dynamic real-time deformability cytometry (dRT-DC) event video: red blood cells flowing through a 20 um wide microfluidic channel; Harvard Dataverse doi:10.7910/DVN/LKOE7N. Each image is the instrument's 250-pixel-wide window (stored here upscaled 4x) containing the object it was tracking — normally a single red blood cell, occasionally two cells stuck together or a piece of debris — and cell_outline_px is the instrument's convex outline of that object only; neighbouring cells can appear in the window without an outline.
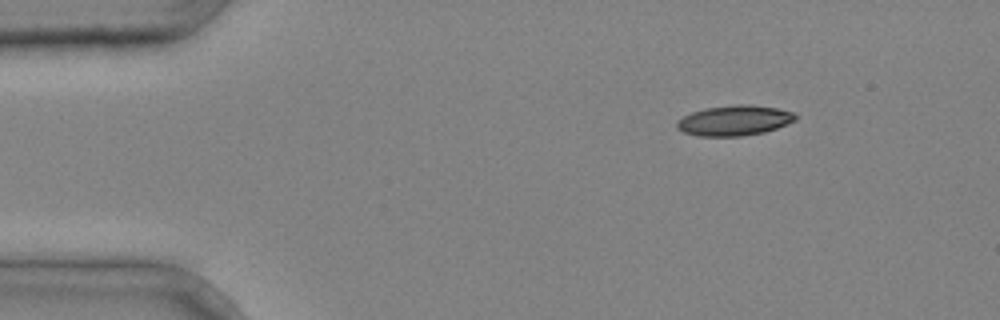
{"species": "common noctule bat (a hibernating species)", "species_latin": "Nyctalus noctula", "temperature_condition": "cold", "stored_images_in_passage": 34, "camera_frame_rate_fps": 3000, "um_per_image_px": 0.085, "animal": {"sex": "male", "body_mass_g": 20.4}, "frame": {"image": 1, "passage_image": 1, "time_ms": 0.0, "image_size_px": [1000, 320], "cell_outline_px": [[796, 120], [776, 128], [764, 132], [740, 136], [696, 136], [684, 132], [676, 128], [676, 120], [692, 112], [704, 108], [736, 104], [748, 104], [776, 108], [792, 112], [796, 116]], "centroid_in_image_um": [62.37, 10.24], "position_along_channel_um": 22.6, "area_um2": 20.87}}
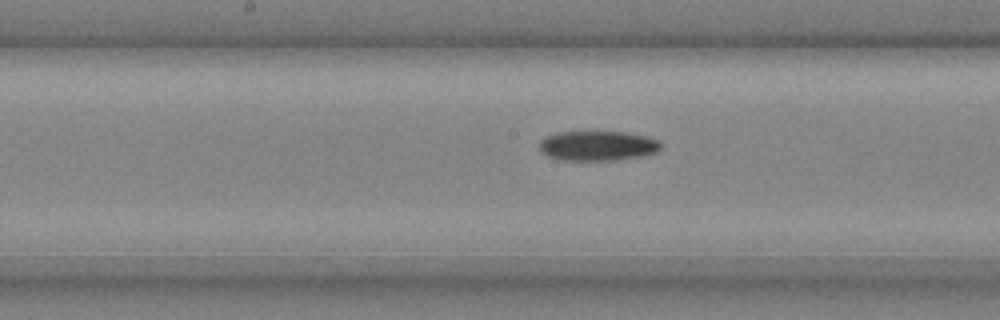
{"frame": {"image": 2, "passage_image": 17, "time_ms": 5.333, "image_size_px": [1000, 320], "cell_outline_px": [[664, 144], [656, 152], [640, 156], [616, 160], [564, 160], [548, 156], [540, 152], [540, 140], [544, 136], [556, 132], [624, 132], [648, 136], [660, 140]], "centroid_in_image_um": [50.81, 12.38], "position_along_channel_um": 197.4, "area_um2": 21.27}}
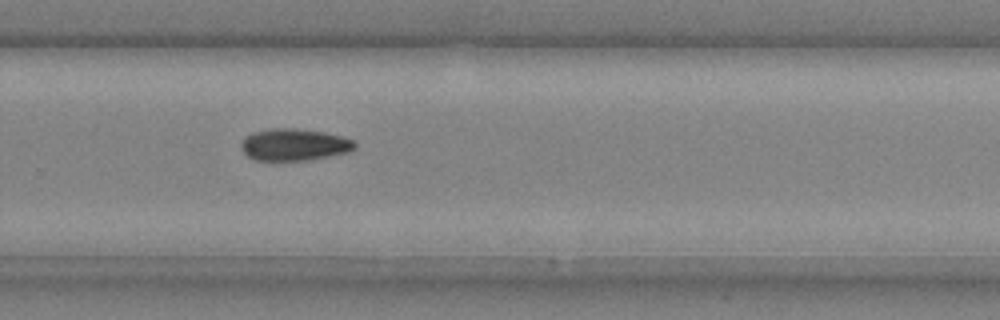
{"frame": {"image": 3, "passage_image": 24, "time_ms": 7.667, "image_size_px": [1000, 320], "cell_outline_px": [[356, 148], [348, 152], [308, 160], [252, 160], [240, 148], [240, 144], [244, 136], [252, 132], [272, 128], [296, 128], [324, 132], [356, 140]], "centroid_in_image_um": [24.98, 12.29], "position_along_channel_um": 304.8, "area_um2": 21.33}}